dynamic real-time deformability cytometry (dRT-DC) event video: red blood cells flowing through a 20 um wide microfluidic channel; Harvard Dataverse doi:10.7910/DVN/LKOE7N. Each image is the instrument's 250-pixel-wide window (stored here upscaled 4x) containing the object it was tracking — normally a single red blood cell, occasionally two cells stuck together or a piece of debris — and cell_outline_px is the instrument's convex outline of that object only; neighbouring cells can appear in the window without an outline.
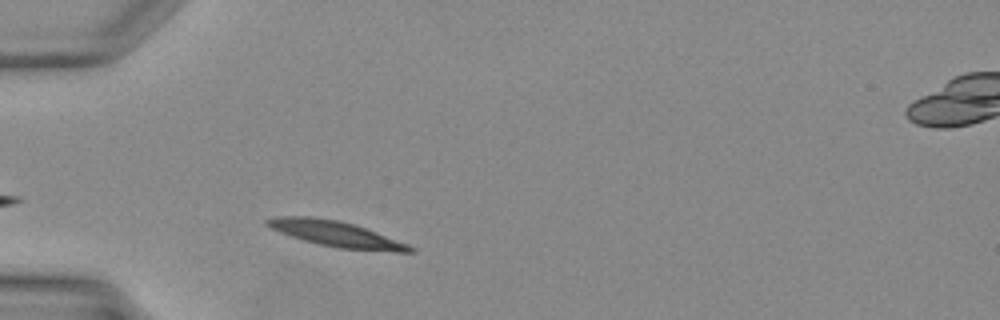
{"species": "Egyptian fruit bat (a non-hibernating species)", "species_latin": "Rousettus aegyptiacus", "temperature_condition": "warm", "stored_images_in_passage": 26, "camera_frame_rate_fps": 3000, "um_per_image_px": 0.085, "animal": {"sex": "female"}, "frame": {"image": 1, "passage_image": 3, "time_ms": 0.667, "image_size_px": [1000, 320], "cell_outline_px": [[416, 252], [396, 252], [336, 248], [304, 240], [280, 232], [264, 224], [264, 220], [276, 216], [308, 216], [336, 220], [352, 224], [376, 232], [408, 244], [416, 248]], "centroid_in_image_um": [28.57, 19.89], "position_along_channel_um": 56.4, "area_um2": 21.1}}
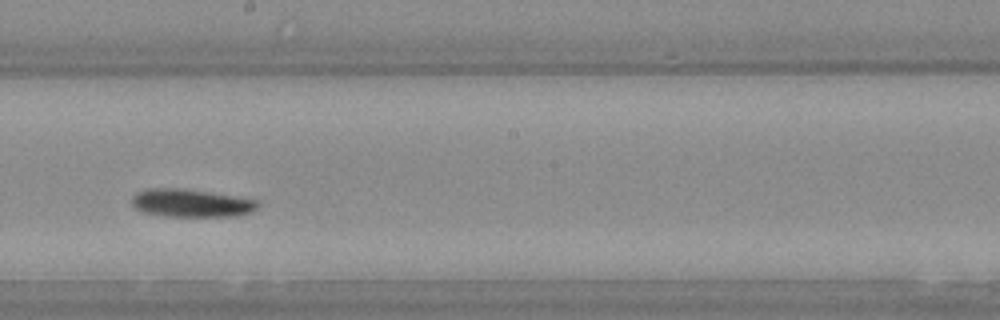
{"frame": {"image": 2, "passage_image": 14, "time_ms": 4.333, "image_size_px": [1000, 320], "cell_outline_px": [[260, 204], [252, 212], [236, 216], [164, 216], [144, 212], [136, 208], [132, 204], [132, 196], [136, 192], [148, 188], [180, 188], [260, 200]], "centroid_in_image_um": [16.25, 17.26], "position_along_channel_um": 231.9, "area_um2": 20.46}}
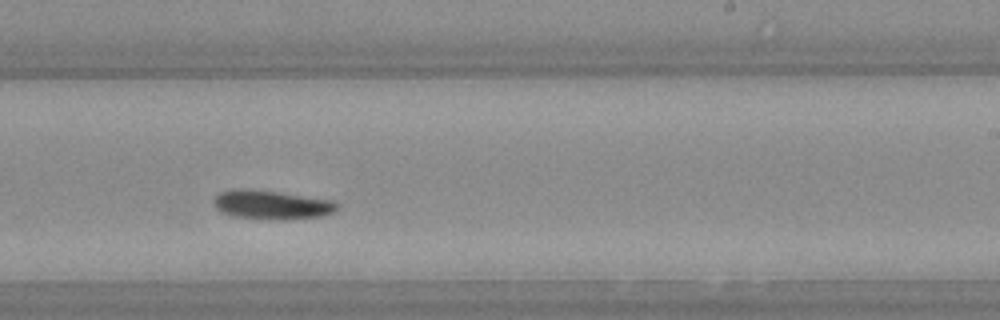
{"frame": {"image": 3, "passage_image": 16, "time_ms": 5.0, "image_size_px": [1000, 320], "cell_outline_px": [[340, 204], [332, 212], [320, 216], [284, 220], [268, 220], [236, 216], [220, 212], [212, 204], [212, 200], [220, 192], [232, 188], [248, 188], [336, 200]], "centroid_in_image_um": [23.06, 17.4], "position_along_channel_um": 265.9, "area_um2": 21.15}}